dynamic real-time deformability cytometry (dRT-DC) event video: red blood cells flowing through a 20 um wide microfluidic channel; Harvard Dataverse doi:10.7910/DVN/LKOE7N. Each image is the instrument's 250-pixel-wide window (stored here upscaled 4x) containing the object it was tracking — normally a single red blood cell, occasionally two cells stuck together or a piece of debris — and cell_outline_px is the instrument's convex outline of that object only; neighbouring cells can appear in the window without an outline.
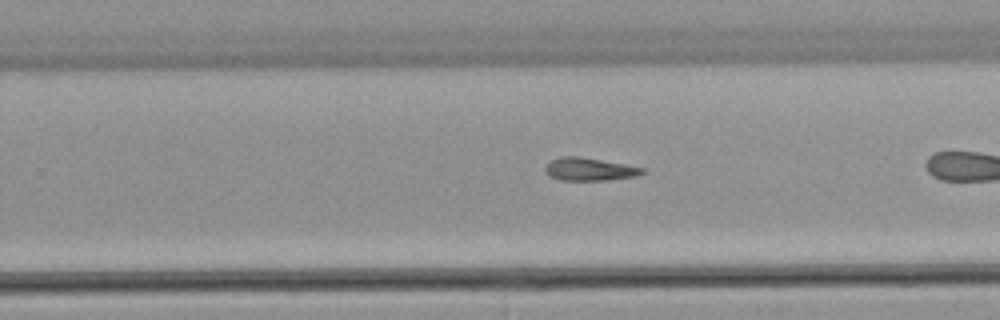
{"species": "common noctule bat (a hibernating species)", "species_latin": "Nyctalus noctula", "temperature_condition": "warm", "stored_images_in_passage": 21, "camera_frame_rate_fps": 3000, "um_per_image_px": 0.085, "animal": {"sex": "male", "body_mass_g": 21.5, "forearm_length_mm": 52.0}, "frame": {"image": 1, "passage_image": 15, "time_ms": 4.667, "image_size_px": [1000, 320], "cell_outline_px": [[644, 172], [636, 176], [608, 180], [560, 180], [544, 172], [544, 168], [552, 160], [560, 156], [580, 156], [624, 164], [644, 168]], "centroid_in_image_um": [50.09, 14.38], "position_along_channel_um": 279.7, "area_um2": 12.83}}